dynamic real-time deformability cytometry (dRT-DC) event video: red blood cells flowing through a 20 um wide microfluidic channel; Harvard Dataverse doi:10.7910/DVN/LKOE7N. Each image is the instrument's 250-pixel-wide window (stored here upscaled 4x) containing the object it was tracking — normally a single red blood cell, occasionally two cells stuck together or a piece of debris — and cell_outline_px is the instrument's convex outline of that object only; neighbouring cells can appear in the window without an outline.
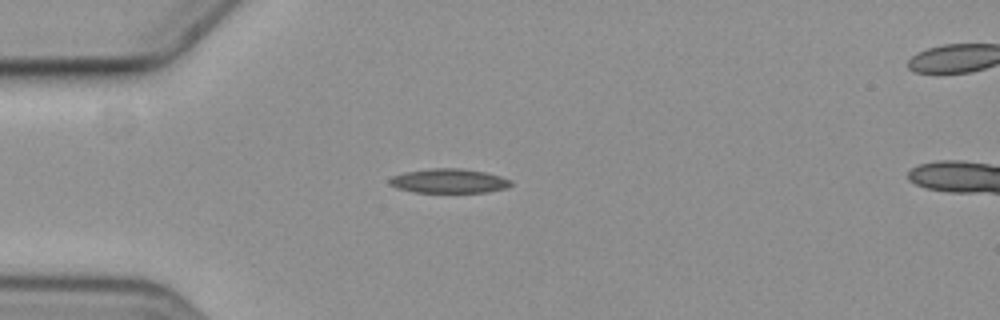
{"species": "common noctule bat (a hibernating species)", "species_latin": "Nyctalus noctula", "temperature_condition": "cold", "stored_images_in_passage": 43, "camera_frame_rate_fps": 3000, "um_per_image_px": 0.085, "animal": {"sex": "female", "body_mass_g": 19.3, "forearm_length_mm": 54.1}, "frame": {"image": 1, "passage_image": 1, "time_ms": 0.0, "image_size_px": [1000, 320], "cell_outline_px": [[512, 184], [508, 188], [484, 192], [416, 192], [396, 188], [388, 184], [388, 180], [392, 176], [404, 172], [432, 168], [464, 168], [484, 172], [500, 176], [512, 180]], "centroid_in_image_um": [38.15, 15.37], "position_along_channel_um": 46.9, "area_um2": 17.28}}
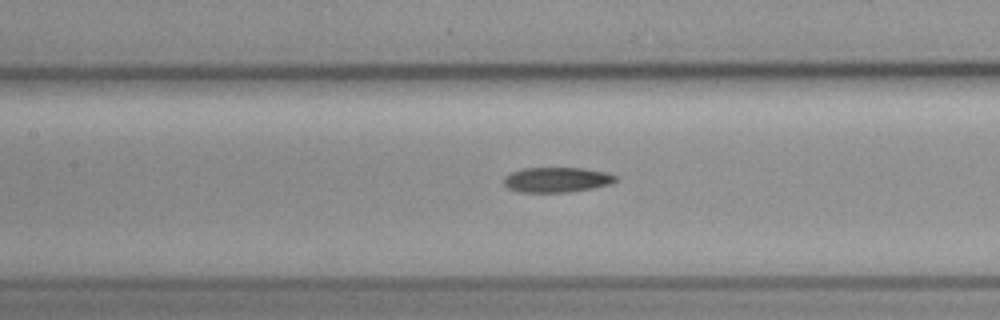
{"frame": {"image": 2, "passage_image": 12, "time_ms": 3.667, "image_size_px": [1000, 320], "cell_outline_px": [[616, 180], [612, 184], [592, 188], [568, 192], [520, 192], [508, 188], [504, 184], [504, 176], [520, 168], [584, 168], [608, 172], [616, 176]], "centroid_in_image_um": [47.33, 15.27], "position_along_channel_um": 160.1, "area_um2": 16.42}}
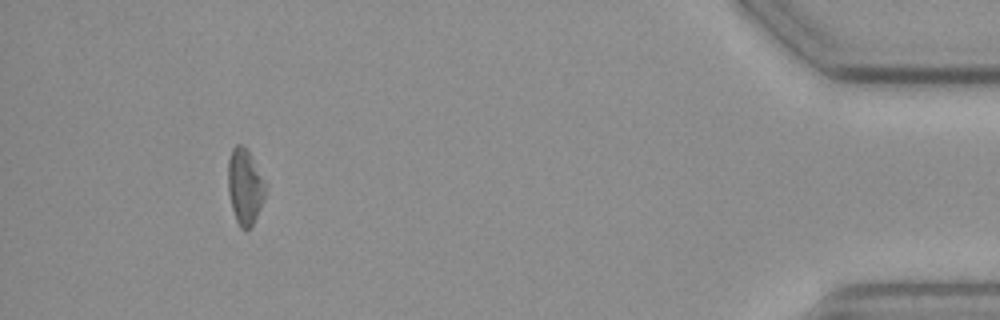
{"frame": {"image": 3, "passage_image": 39, "time_ms": 12.667, "image_size_px": [1000, 320], "cell_outline_px": [[268, 188], [264, 200], [252, 224], [244, 232], [240, 228], [236, 220], [232, 208], [228, 192], [228, 160], [232, 148], [236, 144], [240, 144], [248, 152], [264, 180]], "centroid_in_image_um": [20.81, 15.89], "position_along_channel_um": 414.4, "area_um2": 16.36}}